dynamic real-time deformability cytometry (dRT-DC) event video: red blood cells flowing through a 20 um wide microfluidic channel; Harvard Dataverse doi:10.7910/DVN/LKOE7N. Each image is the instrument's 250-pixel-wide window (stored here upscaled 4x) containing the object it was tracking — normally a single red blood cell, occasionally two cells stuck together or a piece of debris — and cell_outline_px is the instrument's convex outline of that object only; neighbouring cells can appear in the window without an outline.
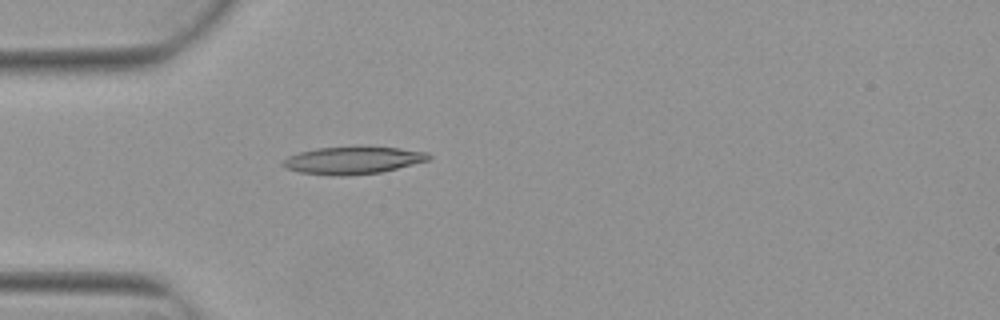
{"species": "Egyptian fruit bat (a non-hibernating species)", "species_latin": "Rousettus aegyptiacus", "temperature_condition": "warm", "stored_images_in_passage": 2, "camera_frame_rate_fps": 3000, "um_per_image_px": 0.085, "animal": {"sex": "female"}, "frame": {"image": 1, "passage_image": 2, "time_ms": 0.333, "image_size_px": [1000, 320], "cell_outline_px": [[432, 160], [380, 172], [348, 176], [332, 176], [300, 172], [288, 168], [280, 164], [288, 156], [300, 152], [316, 148], [356, 144], [400, 148], [428, 152], [432, 156]], "centroid_in_image_um": [30.05, 13.59], "position_along_channel_um": 55.0, "area_um2": 24.16}}